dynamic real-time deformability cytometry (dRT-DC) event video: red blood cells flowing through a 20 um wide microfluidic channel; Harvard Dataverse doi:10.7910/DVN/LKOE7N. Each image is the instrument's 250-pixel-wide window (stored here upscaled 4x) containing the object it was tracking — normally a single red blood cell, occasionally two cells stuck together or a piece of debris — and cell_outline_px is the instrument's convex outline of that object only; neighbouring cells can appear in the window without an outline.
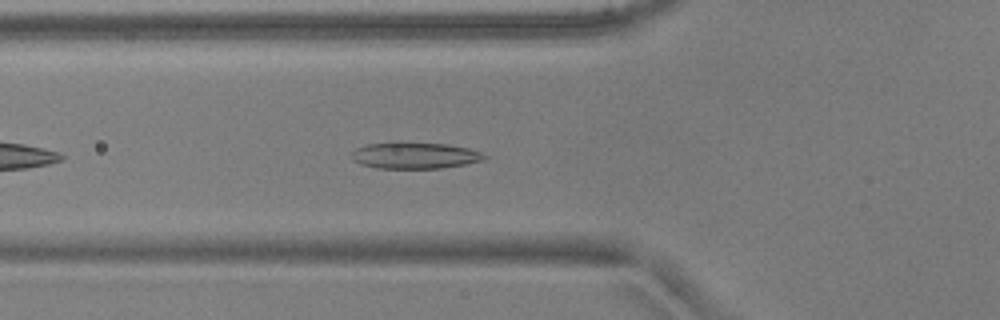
{"species": "common noctule bat (a hibernating species)", "species_latin": "Nyctalus noctula", "temperature_condition": "warm", "stored_images_in_passage": 28, "camera_frame_rate_fps": 3000, "um_per_image_px": 0.085, "animal": {"sex": "male", "body_mass_g": 17.9, "forearm_length_mm": 54.2}, "frame": {"image": 1, "passage_image": 6, "time_ms": 1.667, "image_size_px": [1000, 320], "cell_outline_px": [[488, 156], [484, 160], [464, 164], [440, 168], [376, 168], [360, 164], [352, 160], [352, 152], [356, 148], [368, 144], [396, 140], [400, 140], [448, 144], [468, 148], [480, 152]], "centroid_in_image_um": [35.22, 13.18], "position_along_channel_um": 90.6, "area_um2": 20.98}}
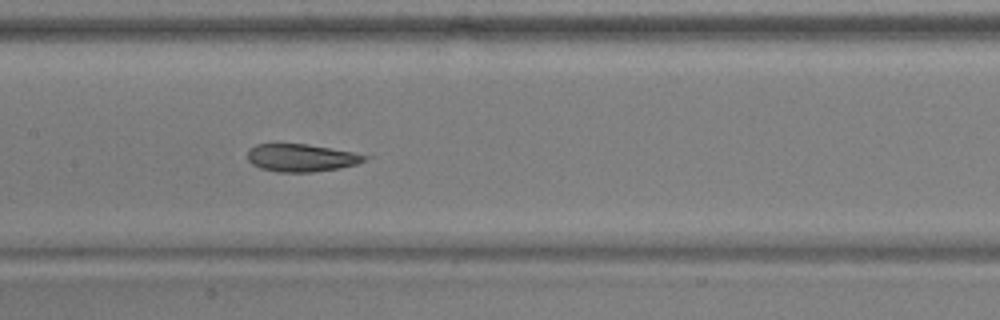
{"frame": {"image": 2, "passage_image": 13, "time_ms": 4.0, "image_size_px": [1000, 320], "cell_outline_px": [[372, 156], [356, 164], [340, 168], [312, 172], [276, 172], [260, 168], [252, 164], [248, 160], [248, 148], [256, 144], [308, 144], [352, 152]], "centroid_in_image_um": [25.59, 13.41], "position_along_channel_um": 181.8, "area_um2": 18.9}}
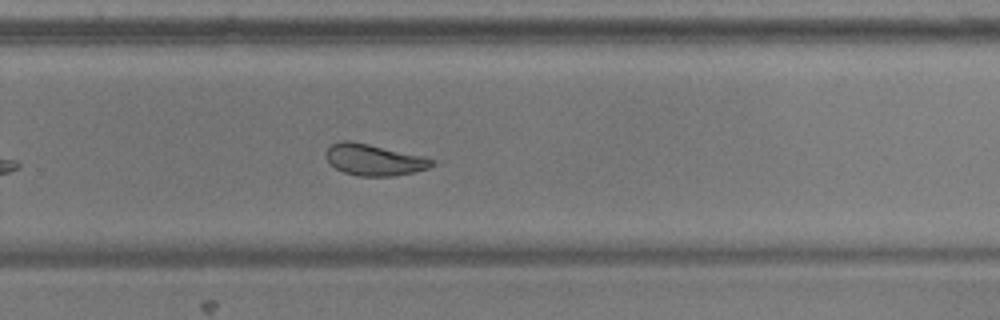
{"frame": {"image": 3, "passage_image": 22, "time_ms": 7.0, "image_size_px": [1000, 320], "cell_outline_px": [[436, 160], [428, 168], [412, 172], [392, 176], [360, 176], [344, 172], [336, 168], [324, 156], [324, 152], [332, 144], [340, 140], [348, 140], [368, 144], [424, 156]], "centroid_in_image_um": [31.77, 13.57], "position_along_channel_um": 298.0, "area_um2": 19.19}, "authors_computed_cell_mechanics": {"area_um2": 19.3919, "velocity_mm_per_s": 3.8956, "shape_relaxation_time_tau1_ms": null, "shape_relaxation_time_tau2_ms": 1.4353, "deformation_change_tau1": null, "deformation_change_tau2": 0.0801}}